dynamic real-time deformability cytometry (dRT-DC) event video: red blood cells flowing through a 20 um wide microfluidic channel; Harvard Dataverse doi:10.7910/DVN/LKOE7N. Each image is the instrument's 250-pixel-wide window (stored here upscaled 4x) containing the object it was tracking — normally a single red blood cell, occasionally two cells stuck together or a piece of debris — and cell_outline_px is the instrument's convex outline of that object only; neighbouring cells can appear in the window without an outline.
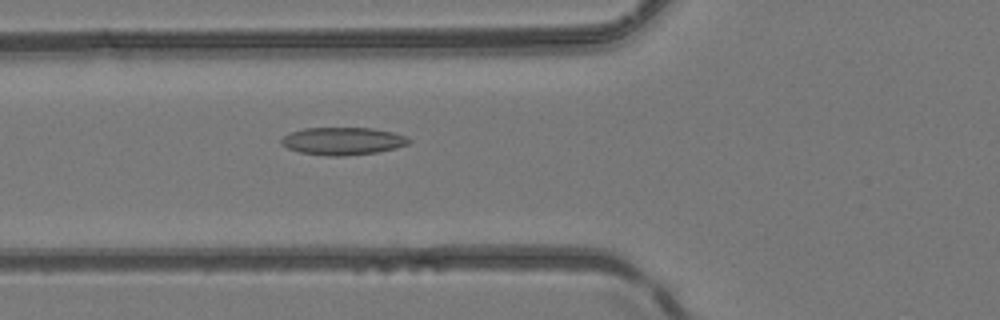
{"species": "common noctule bat (a hibernating species)", "species_latin": "Nyctalus noctula", "temperature_condition": "room temperature", "stored_images_in_passage": 45, "camera_frame_rate_fps": 3000, "um_per_image_px": 0.085, "animal": {"sex": "female", "body_mass_g": 24.6, "forearm_length_mm": 56.2}, "frame": {"image": 1, "passage_image": 14, "time_ms": 4.333, "image_size_px": [1000, 320], "cell_outline_px": [[412, 140], [408, 144], [396, 148], [376, 152], [344, 156], [328, 156], [300, 152], [288, 148], [280, 144], [280, 140], [284, 136], [292, 132], [304, 128], [372, 128], [392, 132], [408, 136]], "centroid_in_image_um": [29.15, 11.99], "position_along_channel_um": 96.6, "area_um2": 20.52}}
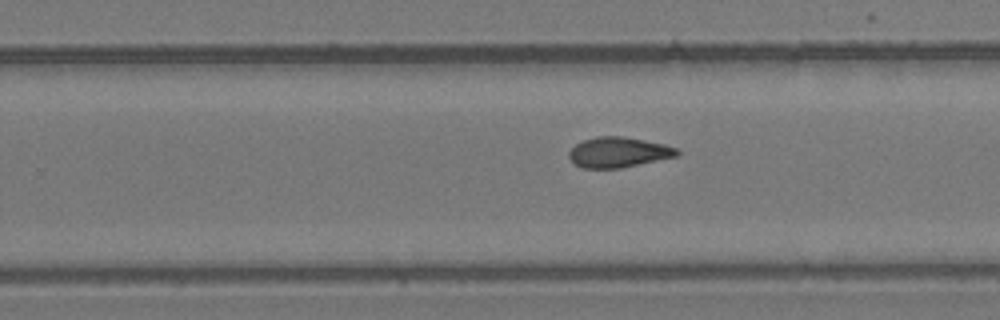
{"frame": {"image": 2, "passage_image": 27, "time_ms": 8.667, "image_size_px": [1000, 320], "cell_outline_px": [[680, 152], [676, 156], [620, 168], [580, 168], [572, 164], [568, 156], [568, 152], [576, 144], [584, 140], [596, 136], [620, 136], [644, 140], [664, 144], [676, 148]], "centroid_in_image_um": [52.5, 12.95], "position_along_channel_um": 277.3, "area_um2": 19.02}}
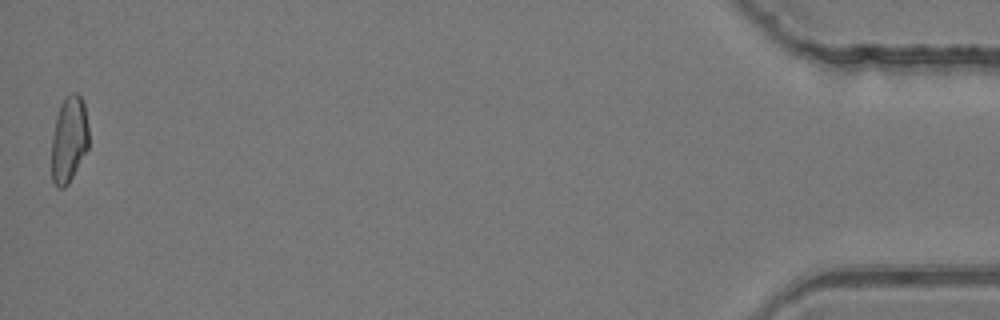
{"frame": {"image": 3, "passage_image": 45, "time_ms": 14.667, "image_size_px": [1000, 320], "cell_outline_px": [[88, 148], [68, 184], [64, 188], [56, 188], [52, 180], [52, 136], [56, 116], [60, 104], [64, 96], [72, 92], [76, 92], [80, 96], [84, 104], [88, 128]], "centroid_in_image_um": [5.85, 11.83], "position_along_channel_um": 429.3, "area_um2": 18.79}, "authors_computed_cell_mechanics": {"area_um2": 19.074, "velocity_mm_per_s": 4.1626, "shape_relaxation_time_tau1_ms": null, "shape_relaxation_time_tau2_ms": 5.5075, "deformation_change_tau1": null, "deformation_change_tau2": 0.1279}}